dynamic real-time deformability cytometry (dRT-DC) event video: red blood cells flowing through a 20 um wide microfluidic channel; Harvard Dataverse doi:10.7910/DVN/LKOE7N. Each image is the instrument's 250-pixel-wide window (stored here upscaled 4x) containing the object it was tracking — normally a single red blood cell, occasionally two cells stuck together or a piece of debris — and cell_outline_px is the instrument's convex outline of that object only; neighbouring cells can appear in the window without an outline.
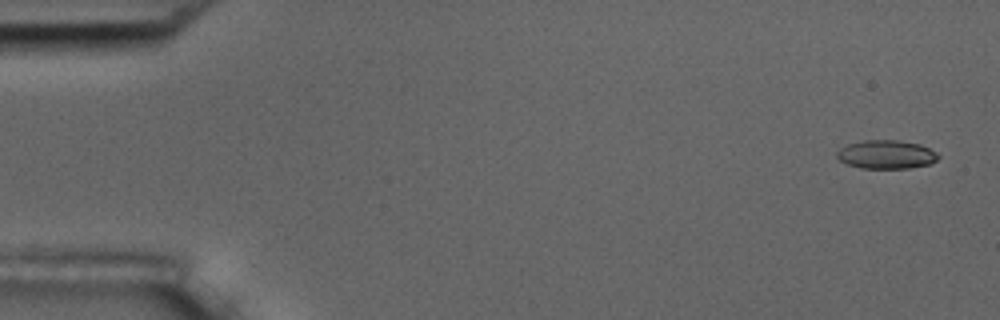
{"species": "common noctule bat (a hibernating species)", "species_latin": "Nyctalus noctula", "temperature_condition": "room temperature", "stored_images_in_passage": 11, "camera_frame_rate_fps": 3000, "um_per_image_px": 0.085, "animal": {"sex": "male", "body_mass_g": 17.5, "forearm_length_mm": 52.3}, "frame": {"image": 1, "passage_image": 1, "time_ms": 0.0, "image_size_px": [1000, 320], "cell_outline_px": [[940, 156], [936, 160], [928, 164], [908, 168], [860, 168], [848, 164], [840, 160], [836, 156], [836, 152], [840, 148], [848, 144], [864, 140], [900, 140], [920, 144], [936, 152]], "centroid_in_image_um": [75.32, 13.12], "position_along_channel_um": 9.7, "area_um2": 16.82}}
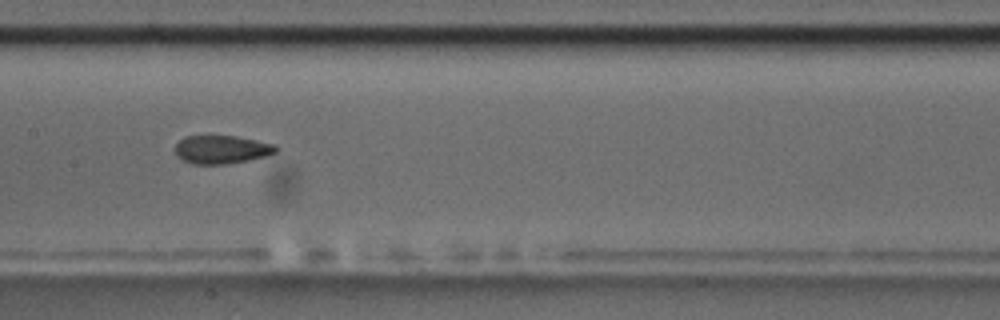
{"frame": {"image": 2, "passage_image": 8, "time_ms": 2.333, "image_size_px": [1000, 320], "cell_outline_px": [[280, 148], [276, 152], [264, 156], [248, 160], [224, 164], [192, 164], [176, 156], [176, 144], [184, 136], [236, 136], [276, 144]], "centroid_in_image_um": [18.85, 12.7], "position_along_channel_um": 188.5, "area_um2": 16.59}}
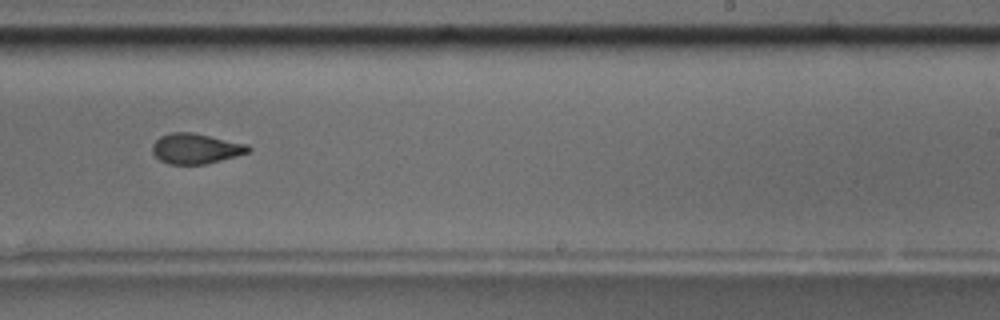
{"frame": {"image": 3, "passage_image": 10, "time_ms": 3.0, "image_size_px": [1000, 320], "cell_outline_px": [[252, 148], [248, 152], [236, 156], [204, 164], [168, 164], [160, 160], [152, 152], [152, 144], [160, 136], [172, 132], [192, 132], [248, 144]], "centroid_in_image_um": [16.63, 12.62], "position_along_channel_um": 272.4, "area_um2": 16.88}}